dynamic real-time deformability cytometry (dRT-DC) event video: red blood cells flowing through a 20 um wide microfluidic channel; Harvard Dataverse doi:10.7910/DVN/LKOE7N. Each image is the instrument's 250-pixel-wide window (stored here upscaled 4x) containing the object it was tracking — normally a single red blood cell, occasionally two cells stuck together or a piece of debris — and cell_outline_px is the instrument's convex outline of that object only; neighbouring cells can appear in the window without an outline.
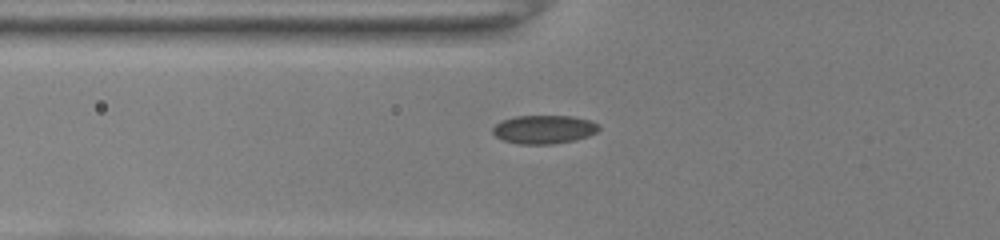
{"species": "common noctule bat (a hibernating species)", "species_latin": "Nyctalus noctula", "temperature_condition": "room temperature", "stored_images_in_passage": 34, "camera_frame_rate_fps": 3000, "um_per_image_px": 0.085, "animal": {"sex": "female", "body_mass_g": 22.0, "forearm_length_mm": 56.7}, "frame": {"image": 1, "passage_image": 2, "time_ms": 0.333, "image_size_px": [1000, 240], "cell_outline_px": [[600, 128], [596, 132], [588, 136], [576, 140], [552, 144], [520, 144], [504, 140], [496, 136], [492, 132], [492, 128], [500, 120], [516, 116], [572, 116], [592, 120], [600, 124]], "centroid_in_image_um": [46.26, 10.99], "position_along_channel_um": 79.5, "area_um2": 17.8}}
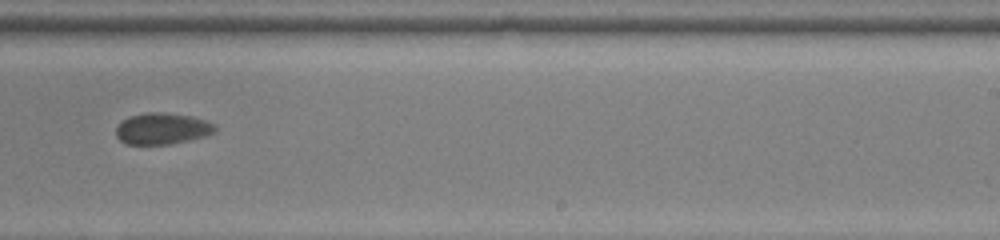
{"frame": {"image": 2, "passage_image": 17, "time_ms": 5.333, "image_size_px": [1000, 240], "cell_outline_px": [[216, 132], [204, 136], [172, 144], [124, 144], [116, 136], [116, 128], [128, 116], [148, 112], [164, 112], [192, 116], [208, 120], [216, 124]], "centroid_in_image_um": [13.82, 10.92], "position_along_channel_um": 275.2, "area_um2": 18.26}}
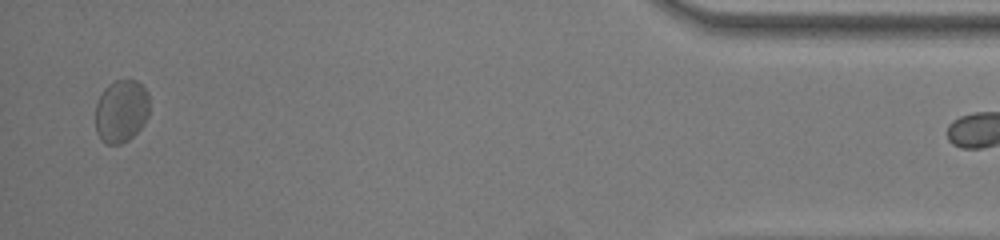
{"frame": {"image": 3, "passage_image": 33, "time_ms": 10.667, "image_size_px": [1000, 240], "cell_outline_px": [[148, 116], [144, 124], [128, 140], [120, 144], [108, 144], [96, 132], [96, 104], [104, 88], [108, 84], [116, 80], [136, 80], [148, 92]], "centroid_in_image_um": [10.31, 9.42], "position_along_channel_um": 424.9, "area_um2": 19.59}}